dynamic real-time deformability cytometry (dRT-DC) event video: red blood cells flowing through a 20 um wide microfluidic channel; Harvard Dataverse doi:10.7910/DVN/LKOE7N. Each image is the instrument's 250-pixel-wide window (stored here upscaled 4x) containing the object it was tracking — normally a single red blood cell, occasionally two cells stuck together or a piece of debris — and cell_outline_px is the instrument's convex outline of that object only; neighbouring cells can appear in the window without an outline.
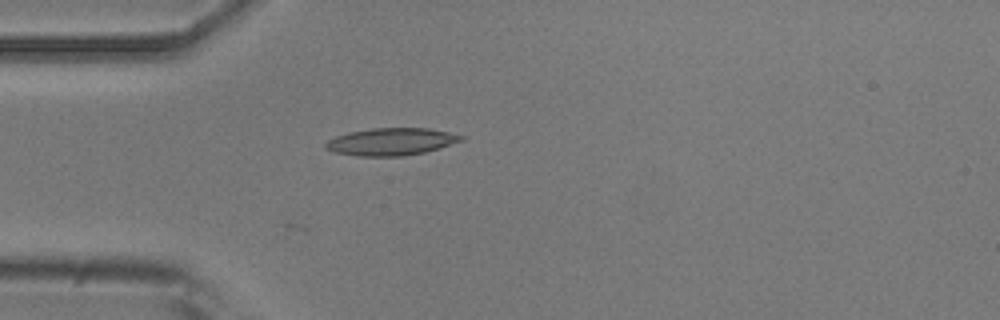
{"species": "common noctule bat (a hibernating species)", "species_latin": "Nyctalus noctula", "temperature_condition": "room temperature", "stored_images_in_passage": 3, "camera_frame_rate_fps": 3000, "um_per_image_px": 0.085, "animal": {"sex": "male", "body_mass_g": 20.5, "forearm_length_mm": 52.5}, "frame": {"image": 1, "passage_image": 3, "time_ms": 2.333, "image_size_px": [1000, 320], "cell_outline_px": [[464, 140], [424, 152], [404, 156], [356, 156], [336, 152], [324, 148], [324, 144], [328, 140], [336, 136], [348, 132], [372, 128], [428, 128], [448, 132], [464, 136]], "centroid_in_image_um": [33.22, 12.04], "position_along_channel_um": 51.8, "area_um2": 21.5}}